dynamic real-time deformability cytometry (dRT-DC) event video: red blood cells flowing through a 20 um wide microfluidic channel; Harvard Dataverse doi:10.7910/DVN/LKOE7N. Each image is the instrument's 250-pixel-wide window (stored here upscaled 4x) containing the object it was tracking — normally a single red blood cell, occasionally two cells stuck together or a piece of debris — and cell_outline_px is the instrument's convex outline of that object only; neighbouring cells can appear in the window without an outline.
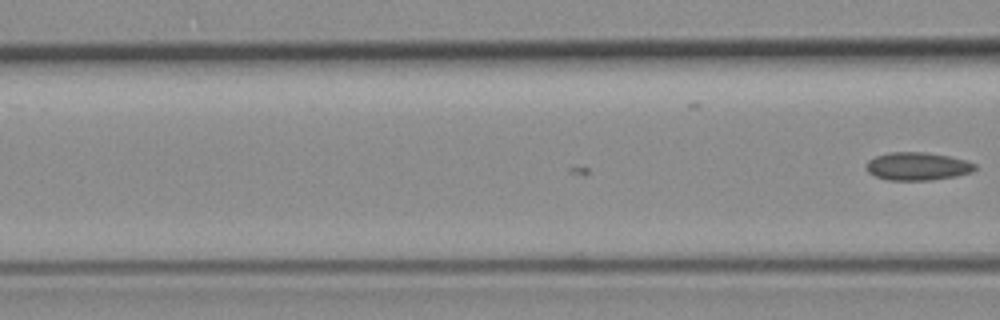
{"species": "common noctule bat (a hibernating species)", "species_latin": "Nyctalus noctula", "temperature_condition": "room temperature", "stored_images_in_passage": 13, "camera_frame_rate_fps": 3000, "um_per_image_px": 0.085, "animal": {"sex": "female", "body_mass_g": 19.3, "forearm_length_mm": 54.1}, "frame": {"image": 1, "passage_image": 13, "time_ms": 4.0, "image_size_px": [1000, 320], "cell_outline_px": [[976, 168], [972, 172], [956, 176], [932, 180], [888, 180], [876, 176], [868, 172], [864, 164], [868, 160], [876, 156], [888, 152], [924, 152], [948, 156], [968, 160], [976, 164]], "centroid_in_image_um": [77.98, 14.13], "position_along_channel_um": 88.6, "area_um2": 17.86}}